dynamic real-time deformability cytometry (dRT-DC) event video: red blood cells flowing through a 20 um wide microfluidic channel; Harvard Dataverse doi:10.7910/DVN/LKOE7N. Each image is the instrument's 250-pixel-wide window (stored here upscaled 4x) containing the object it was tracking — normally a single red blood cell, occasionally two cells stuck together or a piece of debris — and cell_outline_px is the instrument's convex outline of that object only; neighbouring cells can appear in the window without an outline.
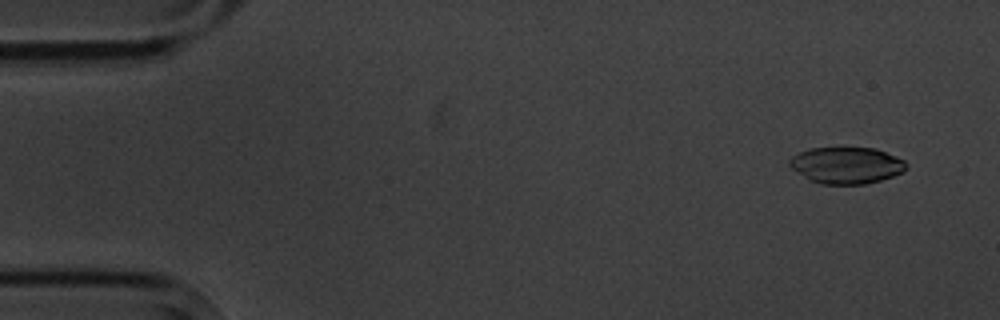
{"species": "common noctule bat (a hibernating species)", "species_latin": "Nyctalus noctula", "temperature_condition": "cold", "stored_images_in_passage": 4, "camera_frame_rate_fps": 3000, "um_per_image_px": 0.085, "animal": {"sex": "male", "body_mass_g": 20.1, "forearm_length_mm": 53.5}, "frame": {"image": 1, "passage_image": 1, "time_ms": 0.0, "image_size_px": [1000, 320], "cell_outline_px": [[908, 168], [904, 172], [880, 180], [864, 184], [820, 184], [804, 176], [792, 168], [788, 164], [788, 160], [792, 156], [808, 148], [844, 144], [876, 148], [896, 156], [904, 160], [908, 164]], "centroid_in_image_um": [71.96, 13.98], "position_along_channel_um": 13.0, "area_um2": 25.84}}